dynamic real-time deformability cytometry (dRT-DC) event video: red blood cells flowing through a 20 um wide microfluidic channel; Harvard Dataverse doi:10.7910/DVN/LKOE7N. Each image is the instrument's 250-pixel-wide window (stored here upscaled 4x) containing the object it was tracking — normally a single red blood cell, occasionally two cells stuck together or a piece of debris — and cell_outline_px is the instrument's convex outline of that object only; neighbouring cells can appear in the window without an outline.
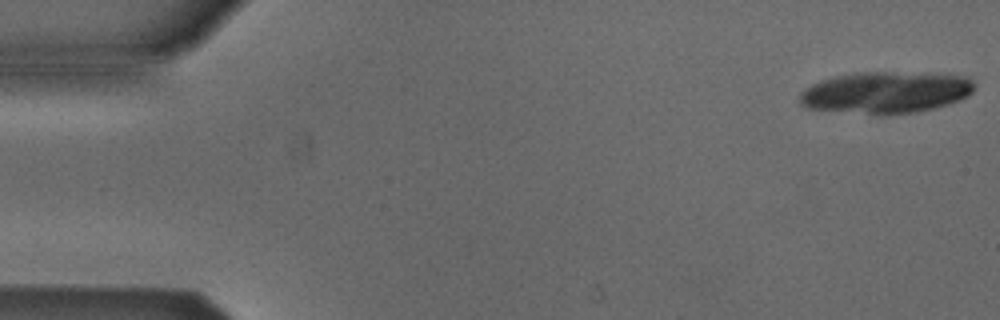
{"species": "Egyptian fruit bat (a non-hibernating species)", "species_latin": "Rousettus aegyptiacus", "temperature_condition": "cold", "stored_images_in_passage": 6, "camera_frame_rate_fps": 3000, "um_per_image_px": 0.085, "animal": {"sex": "male"}, "frame": {"image": 1, "passage_image": 1, "time_ms": 0.0, "image_size_px": [1000, 320], "cell_outline_px": [[976, 84], [972, 92], [968, 96], [960, 100], [948, 104], [916, 112], [868, 112], [804, 108], [800, 104], [800, 92], [804, 88], [820, 80], [836, 76], [860, 72], [928, 72], [968, 76]], "centroid_in_image_um": [75.35, 7.8], "position_along_channel_um": 9.6, "area_um2": 41.96}}